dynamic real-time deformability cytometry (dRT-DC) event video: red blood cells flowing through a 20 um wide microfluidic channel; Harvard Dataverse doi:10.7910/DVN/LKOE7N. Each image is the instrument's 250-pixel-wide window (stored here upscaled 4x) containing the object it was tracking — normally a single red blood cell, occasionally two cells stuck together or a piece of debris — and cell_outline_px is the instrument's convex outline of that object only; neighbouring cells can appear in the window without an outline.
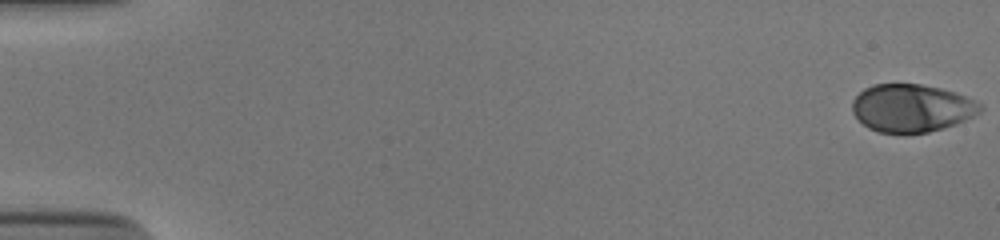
{"species": "human", "species_latin": "Homo sapiens", "temperature_condition": "cold", "stored_images_in_passage": 53, "camera_frame_rate_fps": 3000, "um_per_image_px": 0.085, "donor": {"sex": "male"}, "frame": {"image": 1, "passage_image": 1, "time_ms": 0.0, "image_size_px": [1000, 240], "cell_outline_px": [[984, 108], [980, 112], [956, 124], [944, 128], [928, 132], [904, 136], [880, 132], [868, 128], [852, 112], [852, 100], [864, 88], [872, 84], [920, 84], [940, 88], [956, 92], [984, 104]], "centroid_in_image_um": [77.5, 9.21], "position_along_channel_um": 7.5, "area_um2": 36.3}}
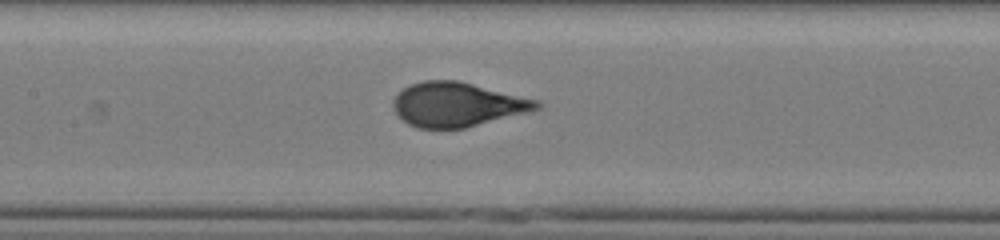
{"frame": {"image": 2, "passage_image": 27, "time_ms": 8.667, "image_size_px": [1000, 240], "cell_outline_px": [[544, 104], [540, 108], [532, 112], [464, 128], [416, 128], [408, 124], [392, 108], [392, 100], [404, 88], [412, 84], [424, 80], [456, 80], [540, 100]], "centroid_in_image_um": [38.92, 8.89], "position_along_channel_um": 168.5, "area_um2": 37.17}}
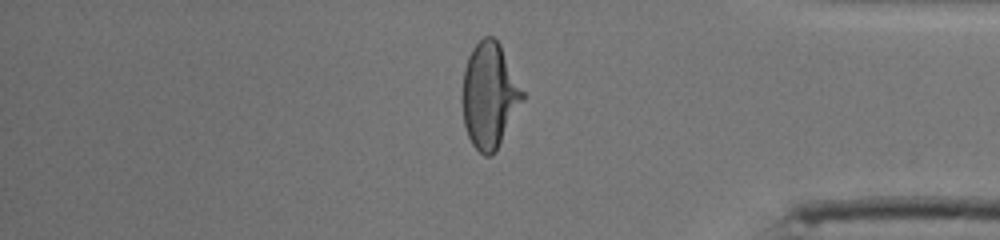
{"frame": {"image": 3, "passage_image": 46, "time_ms": 15.0, "image_size_px": [1000, 240], "cell_outline_px": [[524, 100], [496, 152], [492, 156], [484, 156], [472, 144], [468, 136], [464, 124], [460, 100], [460, 96], [464, 68], [468, 56], [472, 48], [484, 36], [492, 36], [500, 44], [524, 92]], "centroid_in_image_um": [41.58, 8.13], "position_along_channel_um": 393.6, "area_um2": 37.51}}